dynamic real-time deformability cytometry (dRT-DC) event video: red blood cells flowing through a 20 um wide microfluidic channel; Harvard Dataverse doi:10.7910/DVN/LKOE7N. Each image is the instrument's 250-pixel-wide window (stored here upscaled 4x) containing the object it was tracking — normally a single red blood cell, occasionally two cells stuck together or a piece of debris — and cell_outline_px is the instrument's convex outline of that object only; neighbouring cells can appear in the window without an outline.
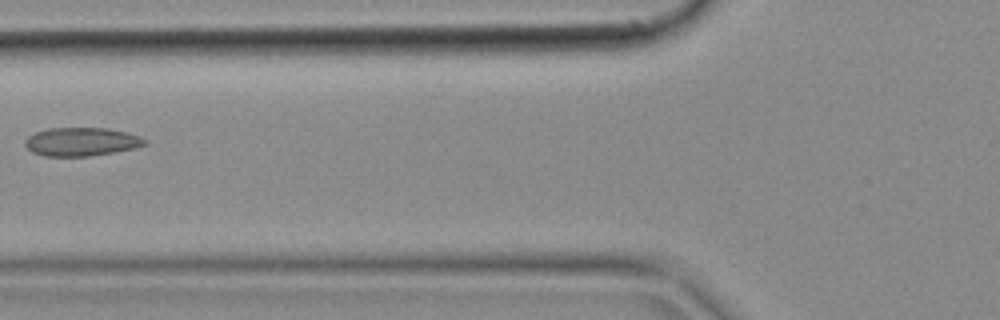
{"species": "common noctule bat (a hibernating species)", "species_latin": "Nyctalus noctula", "temperature_condition": "cold", "stored_images_in_passage": 5, "camera_frame_rate_fps": 3000, "um_per_image_px": 0.085, "animal": {"sex": "female", "body_mass_g": 18.4}, "frame": {"image": 1, "passage_image": 5, "time_ms": 1.333, "image_size_px": [1000, 320], "cell_outline_px": [[148, 144], [136, 148], [88, 156], [44, 156], [32, 152], [24, 144], [24, 140], [28, 136], [36, 132], [48, 128], [108, 128], [140, 136], [148, 140]], "centroid_in_image_um": [6.93, 12.04], "position_along_channel_um": 118.9, "area_um2": 19.88}}